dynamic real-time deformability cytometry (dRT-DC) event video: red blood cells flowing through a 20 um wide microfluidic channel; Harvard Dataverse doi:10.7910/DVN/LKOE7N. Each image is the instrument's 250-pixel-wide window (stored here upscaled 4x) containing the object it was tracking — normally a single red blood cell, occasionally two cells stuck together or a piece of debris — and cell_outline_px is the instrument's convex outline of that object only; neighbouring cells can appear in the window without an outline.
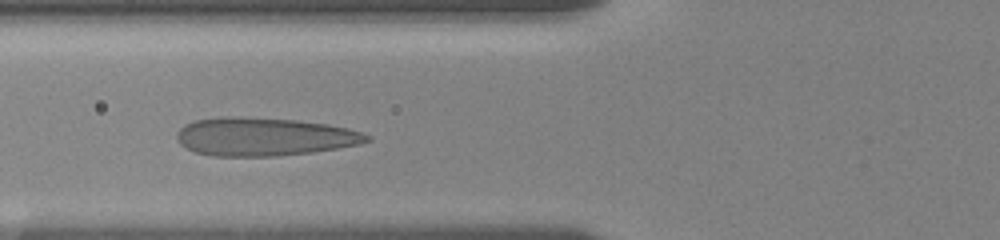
{"species": "human", "species_latin": "Homo sapiens", "temperature_condition": "room temperature", "stored_images_in_passage": 8, "camera_frame_rate_fps": 3000, "um_per_image_px": 0.085, "donor": {"sex": "female"}, "frame": {"image": 1, "passage_image": 6, "time_ms": 5.0, "image_size_px": [1000, 240], "cell_outline_px": [[372, 140], [360, 144], [312, 152], [276, 156], [212, 156], [196, 152], [180, 144], [176, 140], [176, 132], [184, 124], [196, 120], [224, 116], [228, 116], [296, 120], [328, 124], [348, 128], [372, 136]], "centroid_in_image_um": [22.44, 11.62], "position_along_channel_um": 103.4, "area_um2": 42.37}}
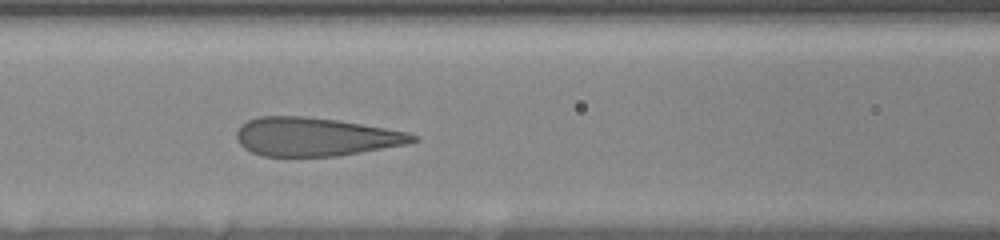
{"frame": {"image": 2, "passage_image": 7, "time_ms": 6.0, "image_size_px": [1000, 240], "cell_outline_px": [[420, 140], [408, 144], [336, 156], [264, 156], [252, 152], [244, 148], [236, 140], [236, 132], [240, 124], [248, 120], [260, 116], [308, 116], [340, 120], [408, 132], [420, 136]], "centroid_in_image_um": [26.82, 11.62], "position_along_channel_um": 139.8, "area_um2": 39.82}}
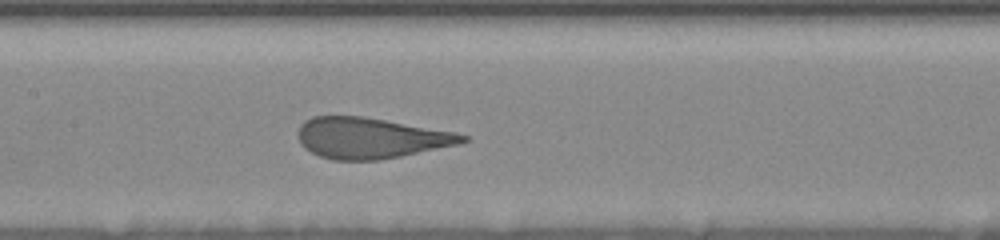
{"frame": {"image": 3, "passage_image": 8, "time_ms": 7.0, "image_size_px": [1000, 240], "cell_outline_px": [[468, 140], [460, 144], [380, 160], [332, 160], [320, 156], [304, 148], [300, 144], [300, 124], [304, 120], [312, 116], [364, 116], [456, 132], [468, 136]], "centroid_in_image_um": [31.51, 11.73], "position_along_channel_um": 175.9, "area_um2": 39.07}}